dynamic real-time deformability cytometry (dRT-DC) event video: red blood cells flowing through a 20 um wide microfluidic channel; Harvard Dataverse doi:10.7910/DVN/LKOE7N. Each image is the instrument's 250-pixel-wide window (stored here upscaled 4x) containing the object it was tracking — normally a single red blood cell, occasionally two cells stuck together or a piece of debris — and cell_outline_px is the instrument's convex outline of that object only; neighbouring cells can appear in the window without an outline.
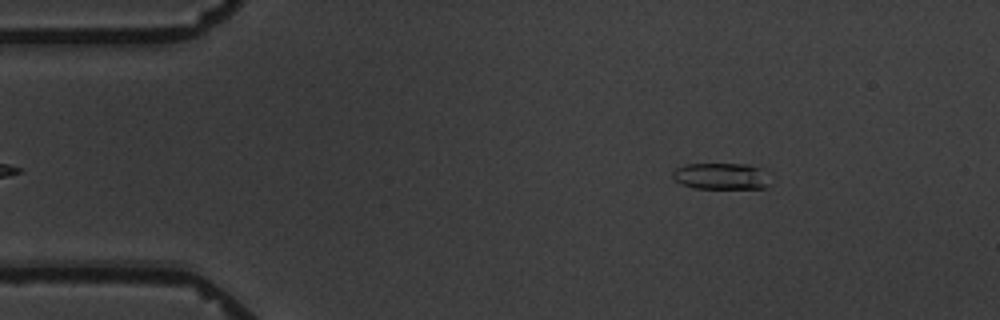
{"species": "common noctule bat (a hibernating species)", "species_latin": "Nyctalus noctula", "temperature_condition": "warm", "stored_images_in_passage": 5, "camera_frame_rate_fps": 3000, "um_per_image_px": 0.085, "animal": {"sex": "male", "body_mass_g": 19.5, "forearm_length_mm": 54.6}, "frame": {"image": 1, "passage_image": 1, "time_ms": 0.0, "image_size_px": [1000, 320], "cell_outline_px": [[768, 184], [764, 188], [696, 188], [680, 184], [672, 176], [672, 172], [676, 168], [688, 164], [748, 164], [760, 168]], "centroid_in_image_um": [61.22, 14.97], "position_along_channel_um": 23.8, "area_um2": 14.68}}
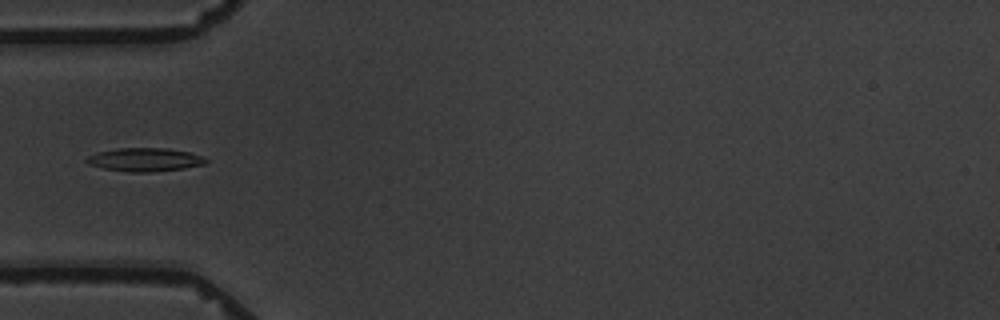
{"frame": {"image": 2, "passage_image": 4, "time_ms": 3.333, "image_size_px": [1000, 320], "cell_outline_px": [[208, 164], [184, 168], [148, 172], [132, 172], [104, 168], [88, 164], [84, 160], [88, 156], [100, 152], [116, 148], [168, 148], [192, 152], [208, 160]], "centroid_in_image_um": [12.35, 13.56], "position_along_channel_um": 72.6, "area_um2": 16.24}}
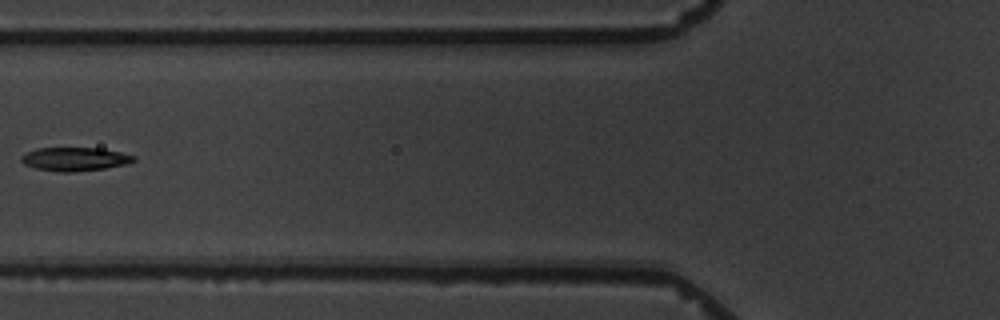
{"frame": {"image": 3, "passage_image": 5, "time_ms": 4.667, "image_size_px": [1000, 320], "cell_outline_px": [[136, 160], [128, 164], [104, 168], [68, 172], [60, 172], [36, 168], [24, 164], [20, 160], [28, 152], [36, 148], [100, 148], [120, 152], [136, 156]], "centroid_in_image_um": [6.4, 13.52], "position_along_channel_um": 119.4, "area_um2": 15.26}}